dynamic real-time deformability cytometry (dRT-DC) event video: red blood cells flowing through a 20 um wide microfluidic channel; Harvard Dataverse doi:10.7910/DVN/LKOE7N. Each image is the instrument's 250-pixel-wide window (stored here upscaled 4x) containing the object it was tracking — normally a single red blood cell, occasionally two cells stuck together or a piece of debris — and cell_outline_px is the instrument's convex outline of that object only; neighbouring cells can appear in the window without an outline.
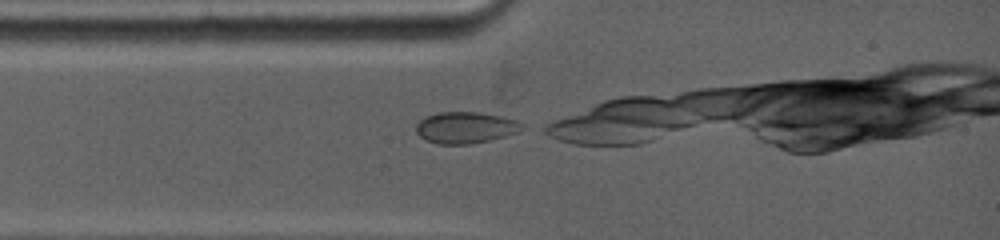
{"species": "common noctule bat (a hibernating species)", "species_latin": "Nyctalus noctula", "temperature_condition": "warm", "stored_images_in_passage": 25, "camera_frame_rate_fps": 5000, "um_per_image_px": 0.085, "animal": {"sex": "female", "body_mass_g": 19.0, "forearm_length_mm": 53.3}, "frame": {"image": 1, "passage_image": 1, "time_ms": 0.0, "image_size_px": [1000, 240], "cell_outline_px": [[528, 128], [504, 136], [488, 140], [468, 144], [436, 144], [420, 136], [416, 132], [416, 124], [424, 116], [440, 112], [476, 112], [500, 116], [516, 120], [524, 124]], "centroid_in_image_um": [39.57, 10.84], "position_along_channel_um": 45.4, "area_um2": 19.36}}
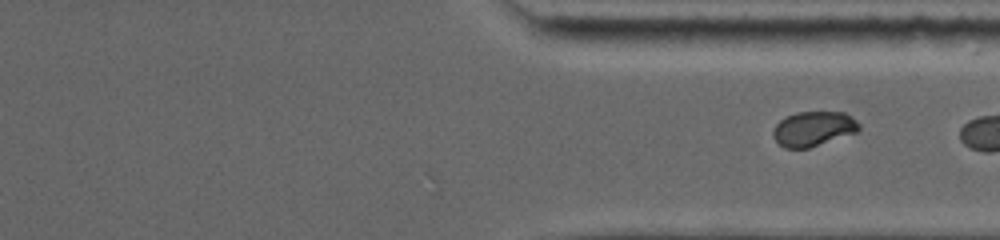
{"frame": {"image": 2, "passage_image": 25, "time_ms": 7.6, "image_size_px": [1000, 240], "cell_outline_px": [[860, 128], [856, 132], [808, 148], [784, 148], [772, 136], [772, 132], [776, 124], [780, 120], [796, 112], [844, 112], [852, 116], [860, 124]], "centroid_in_image_um": [69.14, 10.93], "position_along_channel_um": 342.3, "area_um2": 17.28}}